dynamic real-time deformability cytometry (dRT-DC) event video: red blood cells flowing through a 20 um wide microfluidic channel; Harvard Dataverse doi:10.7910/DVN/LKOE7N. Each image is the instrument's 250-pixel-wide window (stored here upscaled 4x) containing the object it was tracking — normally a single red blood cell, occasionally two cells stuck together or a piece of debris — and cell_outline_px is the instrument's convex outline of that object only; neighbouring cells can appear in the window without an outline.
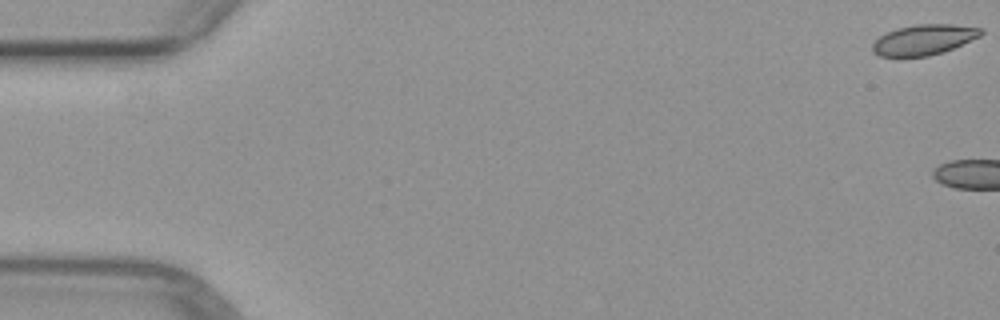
{"species": "common noctule bat (a hibernating species)", "species_latin": "Nyctalus noctula", "temperature_condition": "warm", "stored_images_in_passage": 8, "camera_frame_rate_fps": 3000, "um_per_image_px": 0.085, "animal": {"sex": "female", "body_mass_g": 29.2, "forearm_length_mm": 56.3}, "frame": {"image": 1, "passage_image": 1, "time_ms": 0.0, "image_size_px": [1000, 320], "cell_outline_px": [[984, 32], [980, 36], [952, 48], [928, 56], [880, 56], [872, 52], [872, 44], [880, 36], [896, 28], [916, 24], [952, 24], [984, 28]], "centroid_in_image_um": [78.52, 3.36], "position_along_channel_um": 6.5, "area_um2": 19.02}}
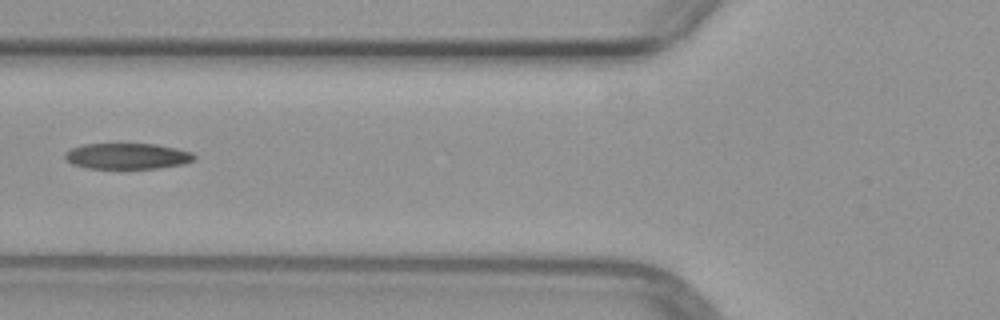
{"frame": {"image": 2, "passage_image": 7, "time_ms": 7.333, "image_size_px": [1000, 320], "cell_outline_px": [[196, 160], [184, 164], [160, 168], [84, 168], [72, 164], [64, 160], [64, 152], [72, 148], [84, 144], [156, 144], [176, 148], [192, 152], [196, 156]], "centroid_in_image_um": [10.82, 13.27], "position_along_channel_um": 115.0, "area_um2": 19.71}}
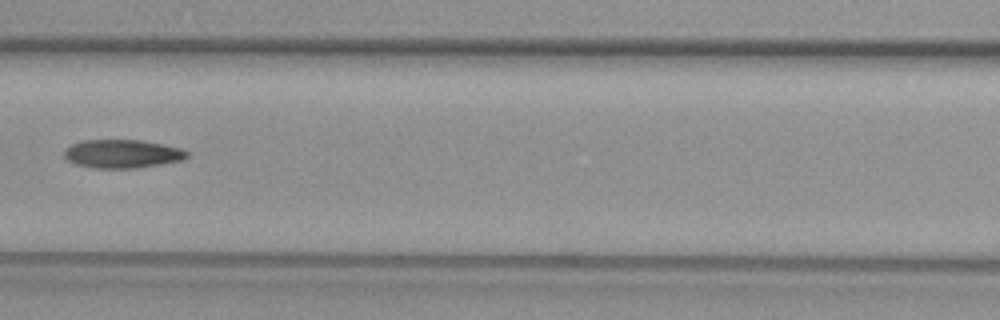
{"frame": {"image": 3, "passage_image": 8, "time_ms": 8.333, "image_size_px": [1000, 320], "cell_outline_px": [[188, 156], [180, 160], [160, 164], [136, 168], [96, 168], [76, 164], [68, 160], [64, 156], [64, 148], [80, 140], [140, 140], [164, 144], [180, 148], [188, 152]], "centroid_in_image_um": [10.36, 13.06], "position_along_channel_um": 156.2, "area_um2": 20.29}}